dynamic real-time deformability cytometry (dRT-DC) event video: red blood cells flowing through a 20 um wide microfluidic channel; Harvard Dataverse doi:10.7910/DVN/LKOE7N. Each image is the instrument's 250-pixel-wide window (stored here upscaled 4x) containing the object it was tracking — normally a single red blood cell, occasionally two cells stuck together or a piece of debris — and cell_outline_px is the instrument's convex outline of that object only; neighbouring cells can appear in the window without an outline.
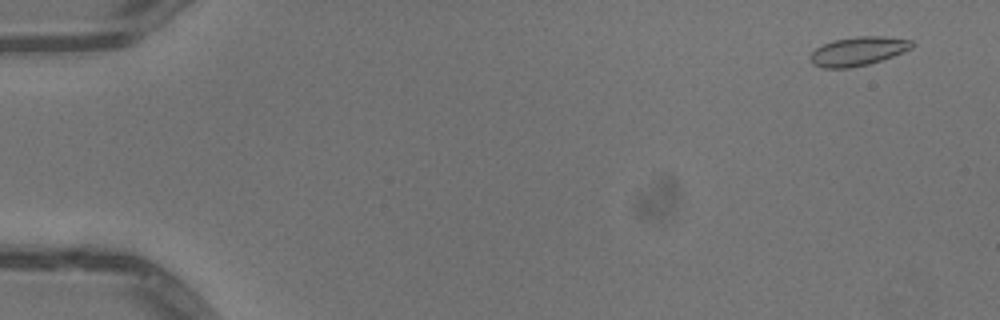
{"species": "common noctule bat (a hibernating species)", "species_latin": "Nyctalus noctula", "temperature_condition": "warm", "stored_images_in_passage": 53, "camera_frame_rate_fps": 3000, "um_per_image_px": 0.085, "animal": {"sex": "male", "body_mass_g": 13.3}, "frame": {"image": 1, "passage_image": 4, "time_ms": 1.0, "image_size_px": [1000, 320], "cell_outline_px": [[916, 44], [912, 48], [892, 56], [868, 64], [848, 68], [824, 68], [812, 64], [808, 60], [808, 56], [816, 48], [832, 40], [856, 36], [884, 36], [912, 40]], "centroid_in_image_um": [72.91, 4.35], "position_along_channel_um": 12.1, "area_um2": 17.22}}
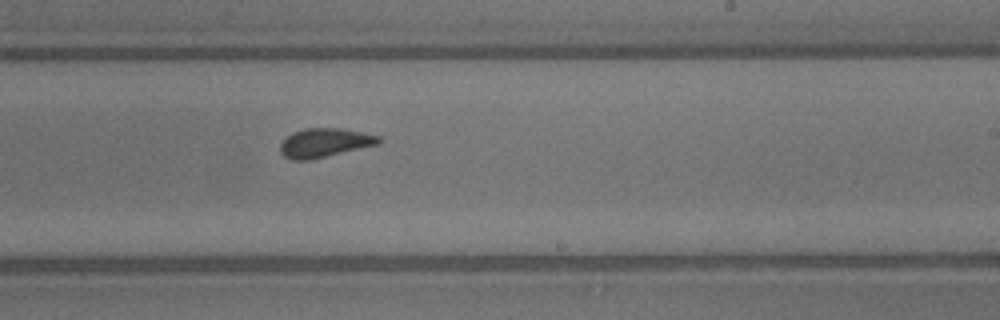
{"frame": {"image": 2, "passage_image": 33, "time_ms": 10.667, "image_size_px": [1000, 320], "cell_outline_px": [[380, 144], [308, 160], [292, 160], [284, 156], [280, 152], [280, 144], [292, 132], [304, 128], [340, 128], [364, 132], [380, 136]], "centroid_in_image_um": [27.6, 12.12], "position_along_channel_um": 261.4, "area_um2": 16.59}}
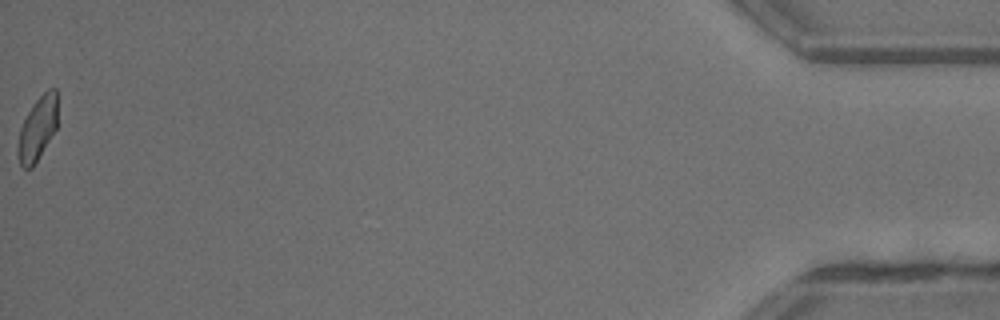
{"frame": {"image": 3, "passage_image": 53, "time_ms": 17.333, "image_size_px": [1000, 320], "cell_outline_px": [[56, 128], [32, 168], [24, 168], [20, 164], [16, 152], [16, 148], [20, 128], [32, 104], [48, 88], [56, 88]], "centroid_in_image_um": [3.15, 10.94], "position_along_channel_um": 432.0, "area_um2": 14.51}, "authors_computed_cell_mechanics": {"area_um2": 16.5886, "velocity_mm_per_s": 4.0557, "shape_relaxation_time_tau1_ms": 4.9436, "shape_relaxation_time_tau2_ms": null, "deformation_change_tau1": 0.1283, "deformation_change_tau2": null}}